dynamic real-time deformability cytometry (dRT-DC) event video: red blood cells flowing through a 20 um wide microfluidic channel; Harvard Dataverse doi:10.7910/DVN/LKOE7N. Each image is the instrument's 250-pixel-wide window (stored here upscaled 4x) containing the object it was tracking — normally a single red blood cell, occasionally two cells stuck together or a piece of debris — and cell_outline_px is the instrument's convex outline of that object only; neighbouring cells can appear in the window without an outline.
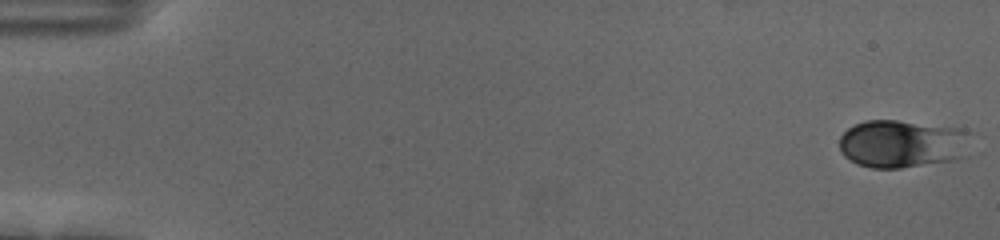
{"species": "human", "species_latin": "Homo sapiens", "temperature_condition": "cold", "stored_images_in_passage": 46, "camera_frame_rate_fps": 3000, "um_per_image_px": 0.085, "donor": {"sex": "female"}, "frame": {"image": 1, "passage_image": 1, "time_ms": 0.0, "image_size_px": [1000, 240], "cell_outline_px": [[976, 132], [968, 156], [956, 160], [900, 168], [872, 168], [856, 164], [844, 156], [840, 152], [840, 136], [848, 128], [864, 120], [896, 120], [964, 128]], "centroid_in_image_um": [76.83, 12.21], "position_along_channel_um": 8.2, "area_um2": 37.97}}
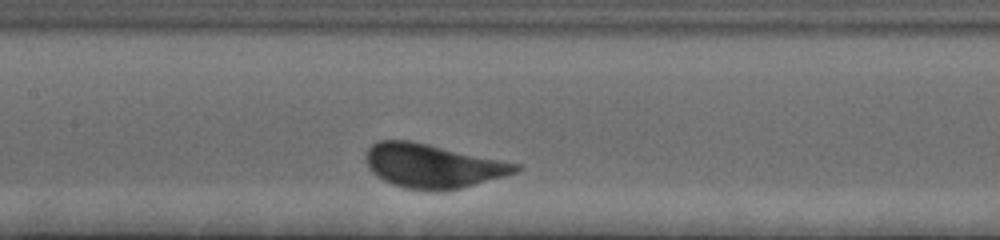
{"frame": {"image": 2, "passage_image": 28, "time_ms": 9.0, "image_size_px": [1000, 240], "cell_outline_px": [[520, 168], [516, 172], [504, 176], [460, 188], [444, 192], [428, 192], [404, 188], [392, 184], [376, 176], [368, 168], [364, 160], [364, 152], [376, 140], [408, 140], [428, 144], [520, 164]], "centroid_in_image_um": [36.7, 14.11], "position_along_channel_um": 170.7, "area_um2": 38.67}}
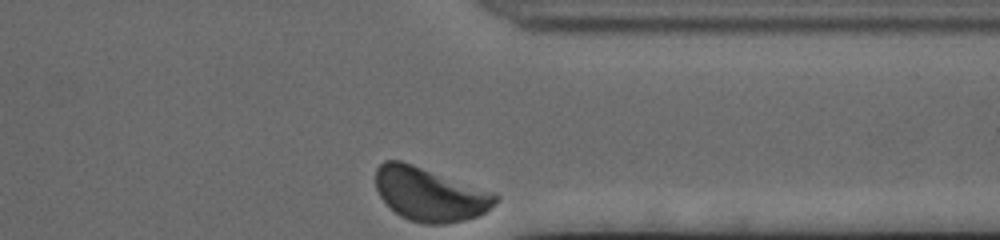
{"frame": {"image": 3, "passage_image": 46, "time_ms": 15.0, "image_size_px": [1000, 240], "cell_outline_px": [[500, 200], [496, 204], [480, 216], [464, 220], [444, 224], [424, 224], [408, 220], [400, 216], [380, 196], [376, 188], [376, 168], [384, 160], [400, 160], [496, 192], [500, 196]], "centroid_in_image_um": [36.59, 16.52], "position_along_channel_um": 374.8, "area_um2": 37.69}, "authors_computed_cell_mechanics": {"area_um2": 36.4429, "velocity_mm_per_s": 3.4409, "shape_relaxation_time_tau1_ms": 3.3359, "shape_relaxation_time_tau2_ms": null, "deformation_change_tau1": 0.1066, "deformation_change_tau2": null}}